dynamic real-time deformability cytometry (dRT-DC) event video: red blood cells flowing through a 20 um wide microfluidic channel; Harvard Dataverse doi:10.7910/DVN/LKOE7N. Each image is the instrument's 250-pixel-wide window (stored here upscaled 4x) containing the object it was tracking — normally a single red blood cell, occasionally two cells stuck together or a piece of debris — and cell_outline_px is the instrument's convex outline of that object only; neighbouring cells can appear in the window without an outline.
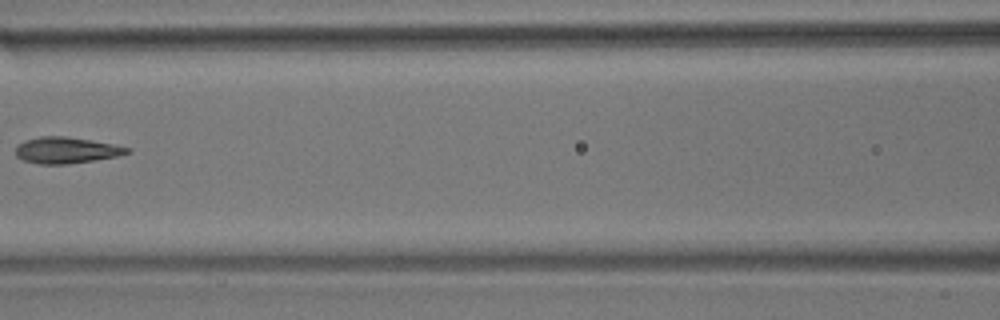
{"species": "common noctule bat (a hibernating species)", "species_latin": "Nyctalus noctula", "temperature_condition": "room temperature", "stored_images_in_passage": 13, "camera_frame_rate_fps": 3000, "um_per_image_px": 0.085, "animal": {"sex": "male", "body_mass_g": 17.9}, "frame": {"image": 1, "passage_image": 6, "time_ms": 7.333, "image_size_px": [1000, 320], "cell_outline_px": [[132, 152], [116, 156], [92, 160], [64, 164], [40, 164], [20, 160], [16, 156], [16, 144], [24, 140], [40, 136], [64, 136], [112, 144], [132, 148]], "centroid_in_image_um": [5.58, 12.77], "position_along_channel_um": 161.0, "area_um2": 16.99}}
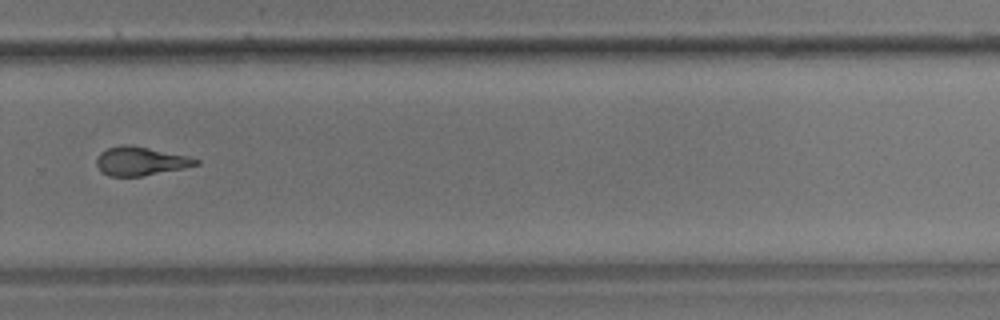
{"frame": {"image": 2, "passage_image": 10, "time_ms": 11.667, "image_size_px": [1000, 320], "cell_outline_px": [[200, 164], [184, 168], [144, 176], [108, 176], [100, 172], [96, 164], [96, 160], [100, 152], [108, 148], [120, 144], [124, 144], [148, 148], [188, 156], [200, 160]], "centroid_in_image_um": [11.92, 13.71], "position_along_channel_um": 317.9, "area_um2": 16.65}}
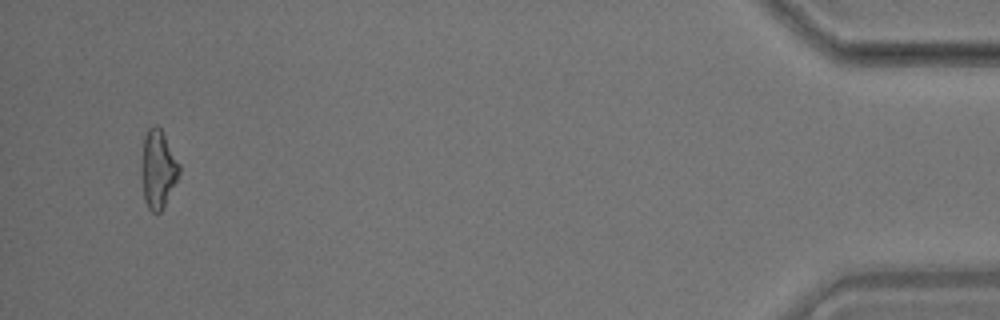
{"frame": {"image": 3, "passage_image": 13, "time_ms": 16.667, "image_size_px": [1000, 320], "cell_outline_px": [[180, 172], [160, 212], [152, 212], [148, 208], [144, 200], [140, 176], [140, 168], [144, 136], [148, 128], [156, 124], [160, 128], [180, 164]], "centroid_in_image_um": [13.39, 14.35], "position_along_channel_um": 421.8, "area_um2": 17.17}, "authors_computed_cell_mechanics": {"area_um2": 17.1666, "velocity_mm_per_s": 3.6247, "shape_relaxation_time_tau1_ms": 5.1371, "shape_relaxation_time_tau2_ms": 2.4059, "deformation_change_tau1": 0.1577, "deformation_change_tau2": 0.0994}}